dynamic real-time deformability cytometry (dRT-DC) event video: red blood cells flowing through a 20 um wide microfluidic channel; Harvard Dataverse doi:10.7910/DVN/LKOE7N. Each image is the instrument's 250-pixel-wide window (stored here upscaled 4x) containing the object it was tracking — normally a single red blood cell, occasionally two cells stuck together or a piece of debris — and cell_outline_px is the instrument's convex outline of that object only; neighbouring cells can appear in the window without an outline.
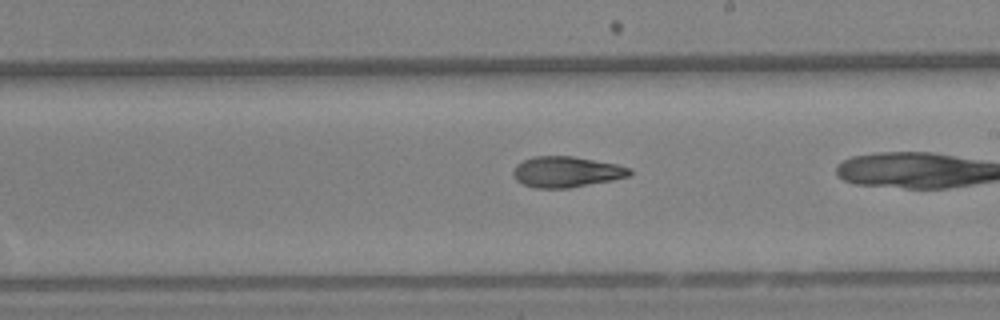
{"species": "Egyptian fruit bat (a non-hibernating species)", "species_latin": "Rousettus aegyptiacus", "temperature_condition": "warm", "stored_images_in_passage": 18, "camera_frame_rate_fps": 3000, "um_per_image_px": 0.085, "animal": {"sex": "female"}, "frame": {"image": 1, "passage_image": 16, "time_ms": 5.0, "image_size_px": [1000, 320], "cell_outline_px": [[632, 172], [628, 176], [612, 180], [568, 188], [536, 188], [524, 184], [516, 180], [512, 172], [516, 164], [532, 156], [572, 156], [616, 164], [632, 168]], "centroid_in_image_um": [48.13, 14.6], "position_along_channel_um": 240.9, "area_um2": 20.81}}